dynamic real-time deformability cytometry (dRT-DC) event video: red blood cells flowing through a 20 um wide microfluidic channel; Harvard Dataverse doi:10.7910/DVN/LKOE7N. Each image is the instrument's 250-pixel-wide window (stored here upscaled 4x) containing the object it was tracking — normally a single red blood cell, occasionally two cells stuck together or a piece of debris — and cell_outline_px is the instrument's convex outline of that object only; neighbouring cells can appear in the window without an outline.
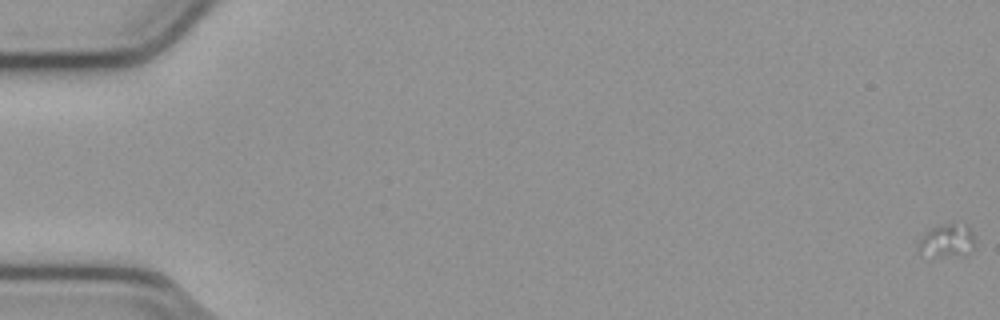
{"species": "common noctule bat (a hibernating species)", "species_latin": "Nyctalus noctula", "temperature_condition": "cold", "stored_images_in_passage": 18, "segment_of_instrument_passage": [1, 2], "camera_frame_rate_fps": 3000, "um_per_image_px": 0.085, "animal": {"sex": "male", "body_mass_g": 23.1, "forearm_length_mm": 52.7}, "frame": {"image": 1, "passage_image": 1, "time_ms": 0.0, "image_size_px": [1000, 320], "cell_outline_px": [[976, 240], [972, 248], [964, 256], [932, 260], [916, 252], [916, 248], [920, 240], [932, 228], [948, 220], [956, 220], [968, 224]], "centroid_in_image_um": [80.49, 20.48], "position_along_channel_um": 4.5, "area_um2": 12.25}}